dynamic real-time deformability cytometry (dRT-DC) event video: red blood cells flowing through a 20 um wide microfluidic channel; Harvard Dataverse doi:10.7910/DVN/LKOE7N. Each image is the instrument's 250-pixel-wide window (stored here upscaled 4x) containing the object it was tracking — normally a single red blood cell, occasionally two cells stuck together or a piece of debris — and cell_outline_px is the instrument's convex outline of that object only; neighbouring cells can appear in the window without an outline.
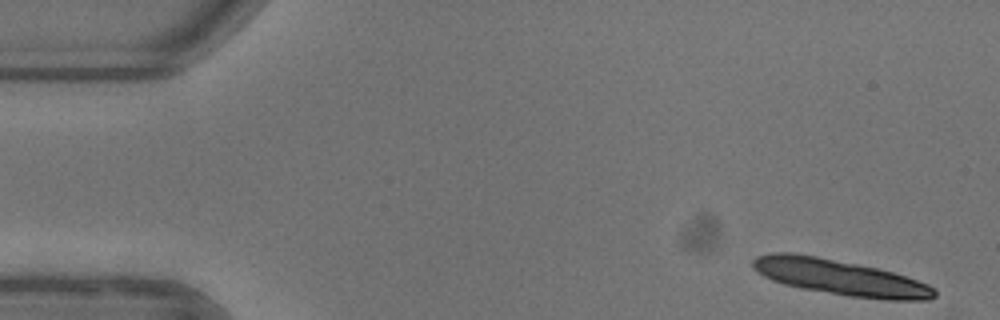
{"species": "common noctule bat (a hibernating species)", "species_latin": "Nyctalus noctula", "temperature_condition": "warm", "stored_images_in_passage": 12, "camera_frame_rate_fps": 3000, "um_per_image_px": 0.085, "animal": {"sex": "female"}, "frame": {"image": 1, "passage_image": 1, "time_ms": 0.0, "image_size_px": [1000, 320], "cell_outline_px": [[936, 296], [928, 300], [888, 300], [848, 296], [800, 288], [784, 284], [772, 280], [764, 276], [752, 268], [752, 260], [756, 256], [772, 252], [792, 252], [816, 256], [876, 268], [892, 272], [928, 284], [936, 288]], "centroid_in_image_um": [71.38, 23.58], "position_along_channel_um": 13.6, "area_um2": 37.57}}